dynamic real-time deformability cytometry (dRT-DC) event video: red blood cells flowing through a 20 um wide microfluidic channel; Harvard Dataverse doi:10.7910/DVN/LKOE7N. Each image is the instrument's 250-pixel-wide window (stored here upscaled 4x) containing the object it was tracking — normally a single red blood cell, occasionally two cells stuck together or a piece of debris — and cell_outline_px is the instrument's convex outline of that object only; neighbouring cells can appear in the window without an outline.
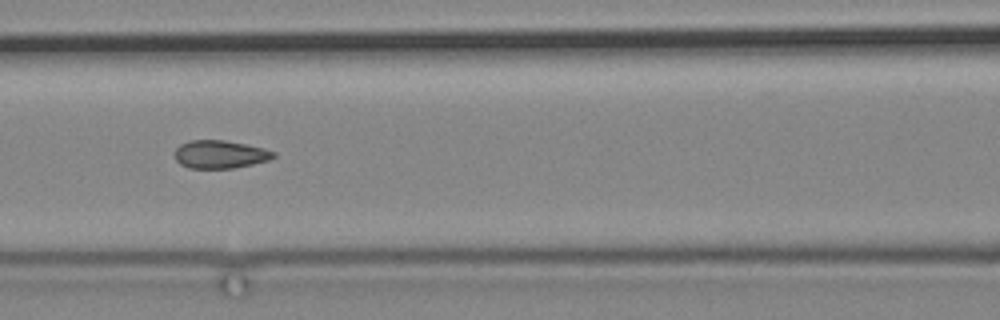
{"species": "common noctule bat (a hibernating species)", "species_latin": "Nyctalus noctula", "temperature_condition": "cold", "stored_images_in_passage": 11, "camera_frame_rate_fps": 3000, "um_per_image_px": 0.085, "animal": {"sex": "male", "body_mass_g": 19.2, "forearm_length_mm": 51.8}, "frame": {"image": 1, "passage_image": 11, "time_ms": 12.667, "image_size_px": [1000, 320], "cell_outline_px": [[276, 156], [268, 160], [252, 164], [232, 168], [188, 168], [180, 164], [176, 160], [176, 148], [180, 144], [188, 140], [224, 140], [264, 148], [276, 152]], "centroid_in_image_um": [18.7, 13.11], "position_along_channel_um": 147.9, "area_um2": 16.07}}